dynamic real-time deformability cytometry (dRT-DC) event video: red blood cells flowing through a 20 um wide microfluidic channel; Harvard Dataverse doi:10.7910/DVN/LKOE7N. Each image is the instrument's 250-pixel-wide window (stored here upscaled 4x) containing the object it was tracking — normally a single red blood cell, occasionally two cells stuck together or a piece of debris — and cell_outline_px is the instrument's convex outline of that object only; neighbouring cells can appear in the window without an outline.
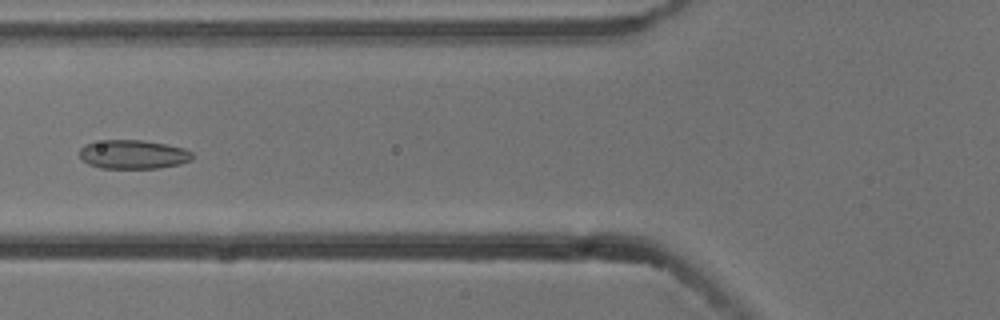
{"species": "common noctule bat (a hibernating species)", "species_latin": "Nyctalus noctula", "temperature_condition": "cold", "stored_images_in_passage": 7, "camera_frame_rate_fps": 3000, "um_per_image_px": 0.085, "animal": {"sex": "male", "body_mass_g": 13.3}, "frame": {"image": 1, "passage_image": 6, "time_ms": 1.667, "image_size_px": [1000, 320], "cell_outline_px": [[192, 160], [180, 164], [160, 168], [100, 168], [88, 164], [80, 156], [80, 148], [84, 144], [104, 140], [140, 140], [164, 144], [184, 148], [192, 152]], "centroid_in_image_um": [11.32, 13.13], "position_along_channel_um": 114.5, "area_um2": 18.96}}
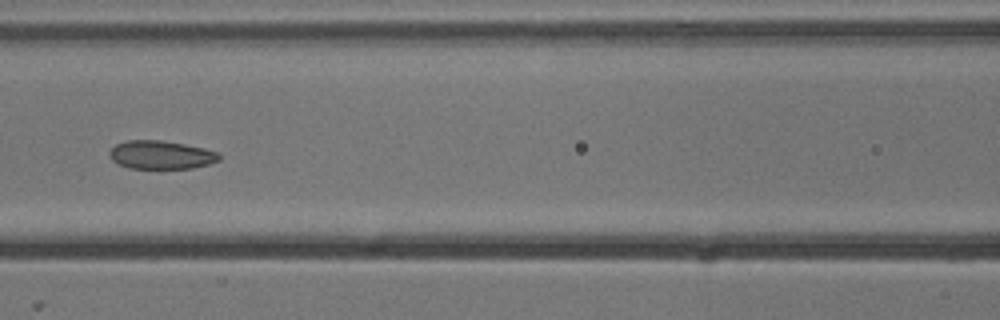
{"frame": {"image": 2, "passage_image": 7, "time_ms": 2.0, "image_size_px": [1000, 320], "cell_outline_px": [[220, 160], [208, 164], [192, 168], [128, 168], [112, 160], [108, 156], [108, 152], [116, 144], [124, 140], [160, 140], [184, 144], [204, 148], [216, 152], [220, 156]], "centroid_in_image_um": [13.65, 13.16], "position_along_channel_um": 153.0, "area_um2": 18.09}}